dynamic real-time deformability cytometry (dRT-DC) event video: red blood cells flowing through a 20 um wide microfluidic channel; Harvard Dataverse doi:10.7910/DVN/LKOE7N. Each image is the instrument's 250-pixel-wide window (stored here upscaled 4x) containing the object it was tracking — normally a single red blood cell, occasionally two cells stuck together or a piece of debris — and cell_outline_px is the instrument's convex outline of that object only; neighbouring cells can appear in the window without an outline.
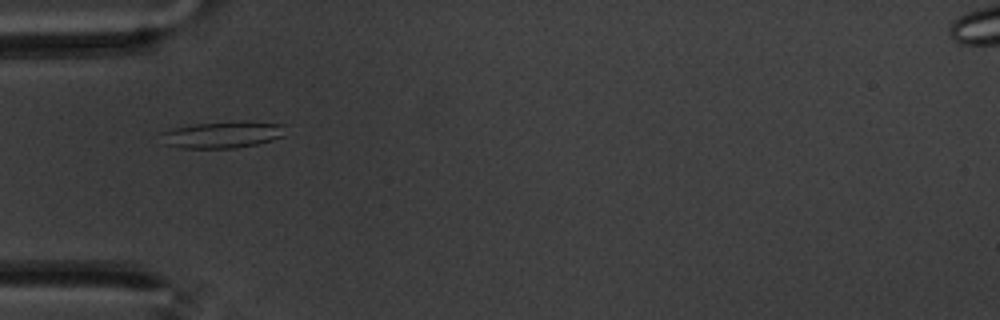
{"species": "common noctule bat (a hibernating species)", "species_latin": "Nyctalus noctula", "temperature_condition": "warm", "stored_images_in_passage": 43, "camera_frame_rate_fps": 3000, "um_per_image_px": 0.085, "animal": {"sex": "male", "body_mass_g": 20.1, "forearm_length_mm": 53.5}, "frame": {"image": 1, "passage_image": 3, "time_ms": 0.667, "image_size_px": [1000, 320], "cell_outline_px": [[284, 136], [272, 140], [256, 144], [236, 148], [180, 148], [164, 144], [160, 132], [172, 128], [196, 124], [240, 120], [244, 120], [284, 124]], "centroid_in_image_um": [18.92, 11.43], "position_along_channel_um": 66.1, "area_um2": 19.59}}
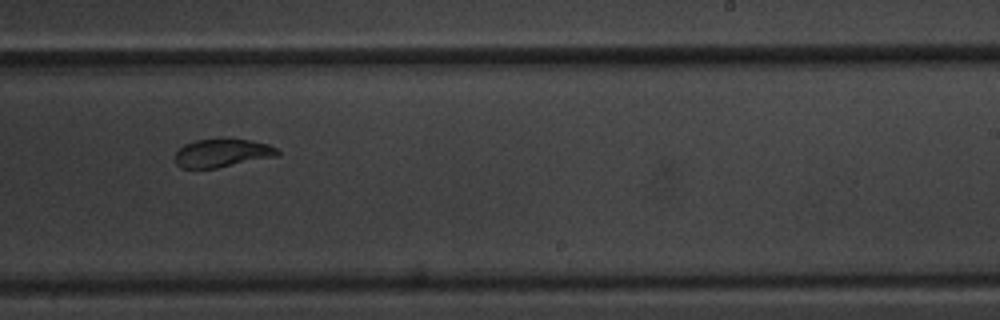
{"frame": {"image": 2, "passage_image": 21, "time_ms": 6.667, "image_size_px": [1000, 320], "cell_outline_px": [[280, 156], [216, 168], [180, 168], [176, 164], [176, 152], [184, 144], [196, 140], [220, 136], [224, 136], [248, 140], [268, 144], [276, 148], [280, 152]], "centroid_in_image_um": [18.91, 12.97], "position_along_channel_um": 270.1, "area_um2": 17.46}}
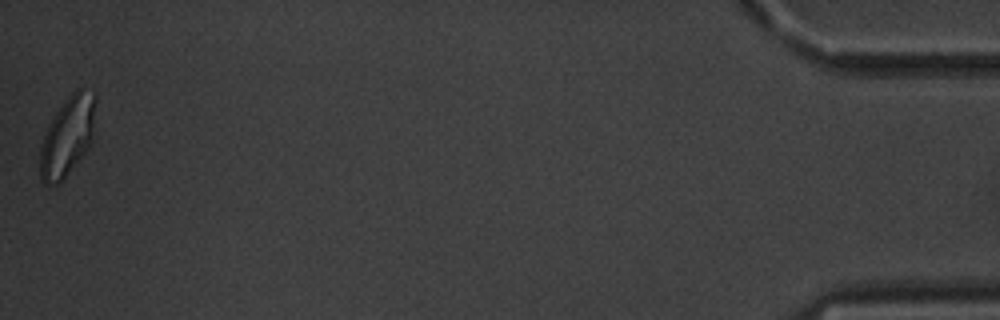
{"frame": {"image": 3, "passage_image": 43, "time_ms": 14.0, "image_size_px": [1000, 320], "cell_outline_px": [[96, 100], [92, 144], [60, 184], [44, 184], [40, 180], [40, 148], [44, 136], [56, 112], [68, 96], [76, 88], [80, 88], [96, 92]], "centroid_in_image_um": [5.77, 11.59], "position_along_channel_um": 429.4, "area_um2": 25.84}, "authors_computed_cell_mechanics": {"area_um2": 18.3226, "velocity_mm_per_s": 3.4073, "shape_relaxation_time_tau1_ms": 4.2885, "shape_relaxation_time_tau2_ms": 1.6967, "deformation_change_tau1": 0.1405, "deformation_change_tau2": 0.0788}}